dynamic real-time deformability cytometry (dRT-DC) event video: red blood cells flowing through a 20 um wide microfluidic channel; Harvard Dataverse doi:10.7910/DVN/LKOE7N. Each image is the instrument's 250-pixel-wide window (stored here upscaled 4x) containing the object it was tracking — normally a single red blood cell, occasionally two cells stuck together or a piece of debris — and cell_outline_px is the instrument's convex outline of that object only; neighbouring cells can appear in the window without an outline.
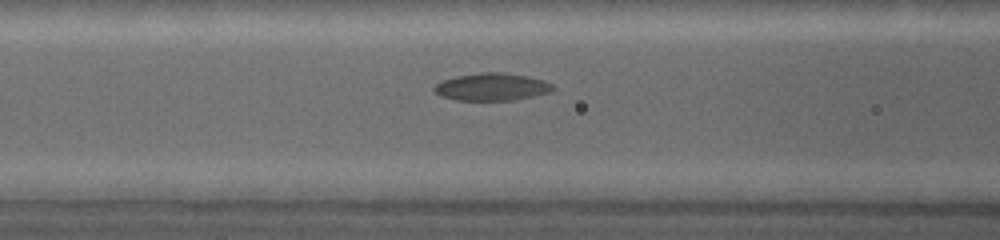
{"species": "common noctule bat (a hibernating species)", "species_latin": "Nyctalus noctula", "temperature_condition": "warm", "stored_images_in_passage": 32, "segment_of_instrument_passage": [1, 2], "camera_frame_rate_fps": 5000, "um_per_image_px": 0.085, "animal": {"sex": "female", "body_mass_g": 19.0, "forearm_length_mm": 53.3}, "frame": {"image": 1, "passage_image": 8, "time_ms": 1.6, "image_size_px": [1000, 240], "cell_outline_px": [[556, 88], [552, 92], [516, 100], [456, 100], [440, 96], [432, 88], [436, 84], [444, 80], [456, 76], [480, 72], [500, 72], [528, 76], [544, 80], [552, 84]], "centroid_in_image_um": [41.84, 7.39], "position_along_channel_um": 124.8, "area_um2": 19.13}}
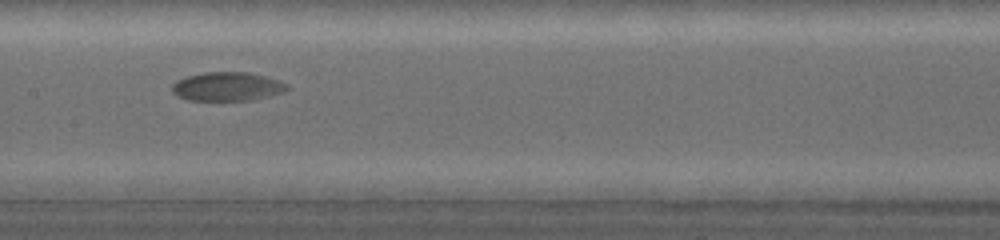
{"frame": {"image": 2, "passage_image": 15, "time_ms": 3.2, "image_size_px": [1000, 240], "cell_outline_px": [[288, 88], [284, 92], [252, 100], [188, 100], [176, 96], [172, 92], [172, 84], [176, 80], [188, 76], [204, 72], [248, 72], [264, 76], [288, 84]], "centroid_in_image_um": [19.28, 7.36], "position_along_channel_um": 188.1, "area_um2": 19.25}}
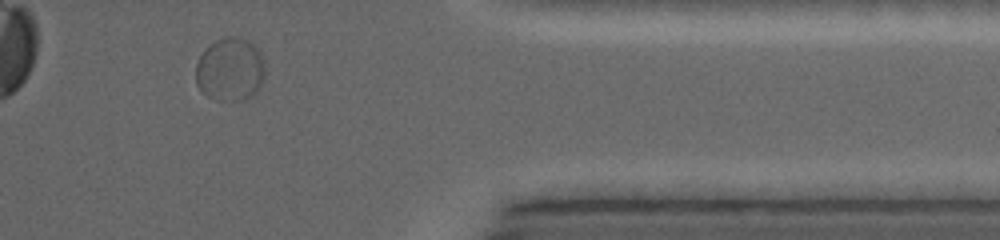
{"frame": {"image": 3, "passage_image": 28, "time_ms": 8.8, "image_size_px": [1000, 240], "cell_outline_px": [[264, 76], [260, 88], [252, 96], [244, 100], [216, 100], [208, 96], [196, 84], [196, 64], [200, 56], [216, 40], [228, 36], [232, 36], [244, 40], [252, 44], [260, 52], [264, 60]], "centroid_in_image_um": [19.58, 5.93], "position_along_channel_um": 391.8, "area_um2": 25.32}}